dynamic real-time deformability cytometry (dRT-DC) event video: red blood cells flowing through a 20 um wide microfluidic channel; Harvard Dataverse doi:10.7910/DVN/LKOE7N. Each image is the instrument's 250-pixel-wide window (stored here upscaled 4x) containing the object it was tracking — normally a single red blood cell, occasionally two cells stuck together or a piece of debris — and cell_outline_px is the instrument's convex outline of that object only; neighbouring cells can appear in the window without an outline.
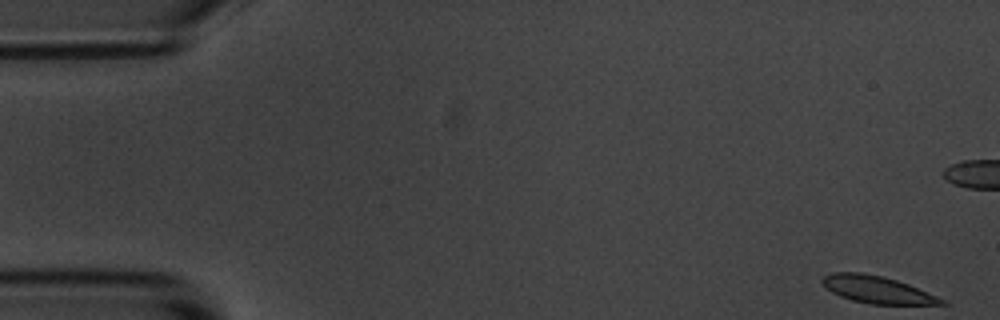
{"species": "common noctule bat (a hibernating species)", "species_latin": "Nyctalus noctula", "temperature_condition": "room temperature", "stored_images_in_passage": 4, "camera_frame_rate_fps": 3000, "um_per_image_px": 0.085, "animal": {"sex": "male", "body_mass_g": 20.1, "forearm_length_mm": 53.5}, "frame": {"image": 1, "passage_image": 1, "time_ms": 0.0, "image_size_px": [1000, 320], "cell_outline_px": [[948, 304], [868, 304], [852, 300], [840, 296], [832, 292], [820, 280], [824, 276], [832, 272], [860, 272], [880, 276], [896, 280], [908, 284], [936, 296], [944, 300]], "centroid_in_image_um": [74.52, 24.61], "position_along_channel_um": 10.5, "area_um2": 18.55}}